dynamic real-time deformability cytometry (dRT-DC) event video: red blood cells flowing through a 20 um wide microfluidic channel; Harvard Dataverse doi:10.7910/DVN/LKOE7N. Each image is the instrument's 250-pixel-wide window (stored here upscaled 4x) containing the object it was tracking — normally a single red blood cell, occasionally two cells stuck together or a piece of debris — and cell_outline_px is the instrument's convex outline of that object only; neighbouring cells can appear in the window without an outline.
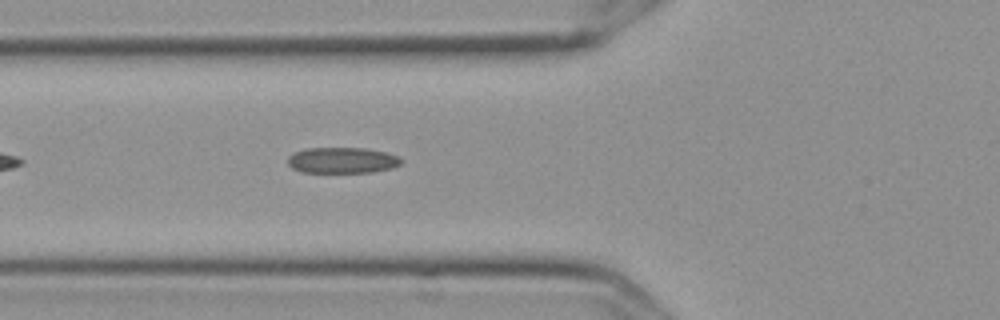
{"species": "Egyptian fruit bat (a non-hibernating species)", "species_latin": "Rousettus aegyptiacus", "temperature_condition": "cold", "stored_images_in_passage": 28, "camera_frame_rate_fps": 3000, "um_per_image_px": 0.085, "frame": {"image": 1, "passage_image": 7, "time_ms": 2.0, "image_size_px": [1000, 320], "cell_outline_px": [[404, 160], [400, 164], [392, 168], [372, 172], [300, 172], [292, 168], [288, 164], [288, 156], [296, 152], [308, 148], [364, 148], [384, 152], [400, 156]], "centroid_in_image_um": [29.11, 13.63], "position_along_channel_um": 96.7, "area_um2": 17.11}}
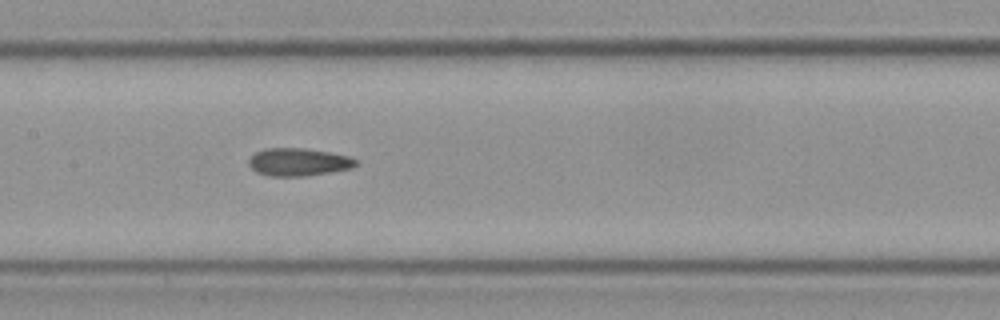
{"frame": {"image": 2, "passage_image": 14, "time_ms": 4.333, "image_size_px": [1000, 320], "cell_outline_px": [[356, 164], [352, 168], [332, 172], [304, 176], [272, 176], [256, 172], [248, 164], [248, 160], [256, 152], [264, 148], [304, 148], [328, 152], [348, 156], [356, 160]], "centroid_in_image_um": [25.35, 13.77], "position_along_channel_um": 182.1, "area_um2": 17.22}}
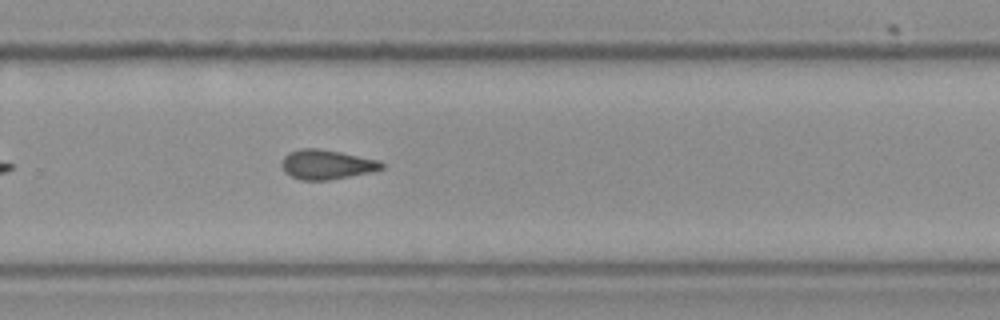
{"frame": {"image": 3, "passage_image": 24, "time_ms": 7.667, "image_size_px": [1000, 320], "cell_outline_px": [[384, 168], [372, 172], [328, 180], [300, 180], [284, 172], [280, 164], [284, 156], [288, 152], [300, 148], [320, 148], [380, 160], [384, 164]], "centroid_in_image_um": [27.75, 13.97], "position_along_channel_um": 302.0, "area_um2": 17.4}}